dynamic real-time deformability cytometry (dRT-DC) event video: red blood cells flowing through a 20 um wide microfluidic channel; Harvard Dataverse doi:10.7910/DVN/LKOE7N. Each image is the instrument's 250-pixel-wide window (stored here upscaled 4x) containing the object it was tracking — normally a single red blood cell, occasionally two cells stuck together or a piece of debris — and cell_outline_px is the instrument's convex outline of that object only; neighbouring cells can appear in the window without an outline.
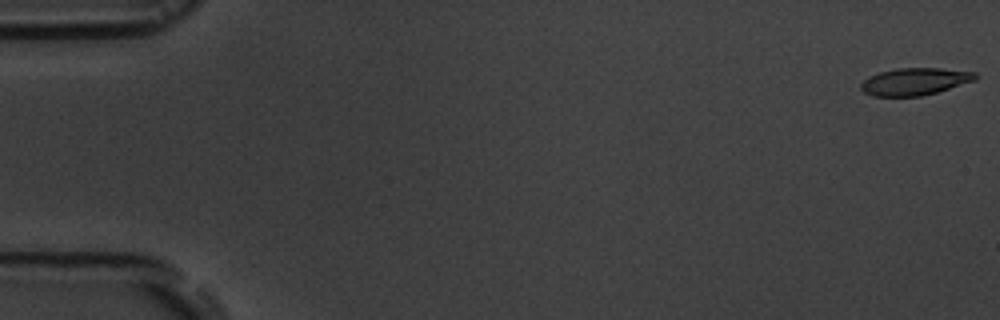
{"species": "common noctule bat (a hibernating species)", "species_latin": "Nyctalus noctula", "temperature_condition": "room temperature", "stored_images_in_passage": 5, "camera_frame_rate_fps": 3000, "um_per_image_px": 0.085, "animal": {"sex": "male", "body_mass_g": 19.5, "forearm_length_mm": 54.6}, "frame": {"image": 1, "passage_image": 1, "time_ms": 0.0, "image_size_px": [1000, 320], "cell_outline_px": [[980, 76], [976, 80], [936, 92], [920, 96], [872, 96], [864, 92], [860, 88], [860, 84], [868, 76], [880, 72], [896, 68], [940, 68], [976, 72]], "centroid_in_image_um": [77.76, 6.92], "position_along_channel_um": 7.2, "area_um2": 18.21}}
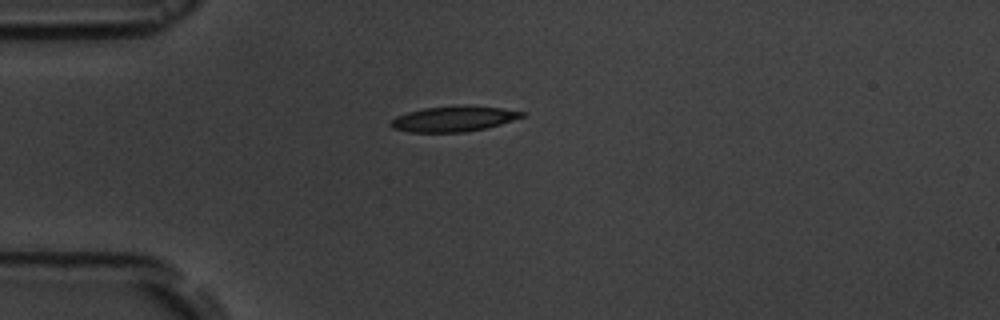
{"frame": {"image": 2, "passage_image": 5, "time_ms": 4.667, "image_size_px": [1000, 320], "cell_outline_px": [[524, 116], [500, 124], [484, 128], [464, 132], [408, 132], [392, 128], [388, 124], [396, 116], [408, 112], [424, 108], [500, 108], [524, 112]], "centroid_in_image_um": [38.46, 10.15], "position_along_channel_um": 46.5, "area_um2": 18.32}}